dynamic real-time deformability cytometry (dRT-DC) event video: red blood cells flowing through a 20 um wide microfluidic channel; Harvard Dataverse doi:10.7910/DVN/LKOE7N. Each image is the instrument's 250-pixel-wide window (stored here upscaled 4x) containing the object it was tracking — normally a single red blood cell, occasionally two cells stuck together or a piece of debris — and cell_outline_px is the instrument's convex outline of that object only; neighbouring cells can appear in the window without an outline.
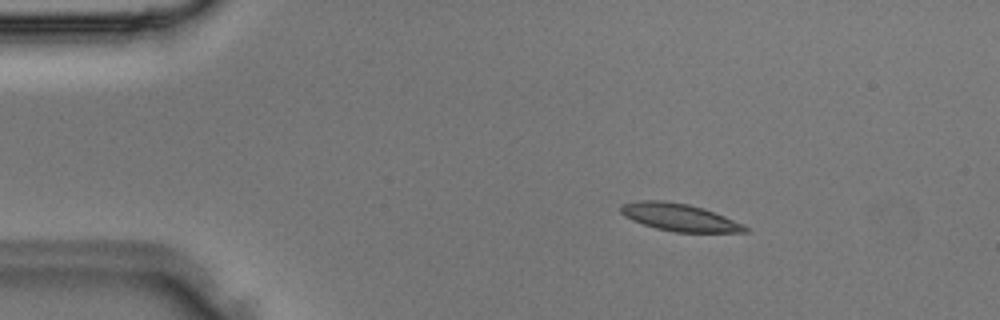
{"species": "Egyptian fruit bat (a non-hibernating species)", "species_latin": "Rousettus aegyptiacus", "temperature_condition": "room temperature", "stored_images_in_passage": 3, "camera_frame_rate_fps": 3000, "um_per_image_px": 0.085, "animal": {"sex": "male"}, "frame": {"image": 1, "passage_image": 2, "time_ms": 0.333, "image_size_px": [1000, 320], "cell_outline_px": [[748, 232], [676, 232], [656, 228], [632, 220], [624, 216], [620, 212], [620, 204], [640, 200], [664, 200], [688, 204], [704, 208], [744, 224], [748, 228]], "centroid_in_image_um": [57.73, 18.46], "position_along_channel_um": 27.3, "area_um2": 19.88}}